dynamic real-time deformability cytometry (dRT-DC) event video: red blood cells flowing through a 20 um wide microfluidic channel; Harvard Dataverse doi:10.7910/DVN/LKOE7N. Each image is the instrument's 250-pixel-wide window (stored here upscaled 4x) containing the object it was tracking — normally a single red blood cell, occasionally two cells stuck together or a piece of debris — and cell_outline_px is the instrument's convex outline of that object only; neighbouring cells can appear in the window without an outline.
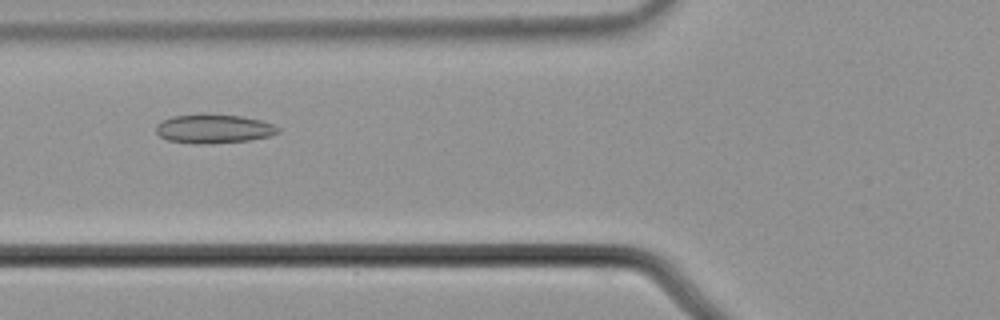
{"species": "common noctule bat (a hibernating species)", "species_latin": "Nyctalus noctula", "temperature_condition": "cold", "stored_images_in_passage": 38, "camera_frame_rate_fps": 3000, "um_per_image_px": 0.085, "animal": {"sex": "male", "body_mass_g": 21.5, "forearm_length_mm": 52.0}, "frame": {"image": 1, "passage_image": 7, "time_ms": 2.0, "image_size_px": [1000, 320], "cell_outline_px": [[280, 132], [268, 136], [248, 140], [208, 144], [196, 144], [168, 140], [160, 136], [156, 132], [156, 124], [172, 116], [204, 112], [244, 116], [260, 120], [272, 124], [280, 128]], "centroid_in_image_um": [18.15, 10.92], "position_along_channel_um": 107.7, "area_um2": 20.98}}
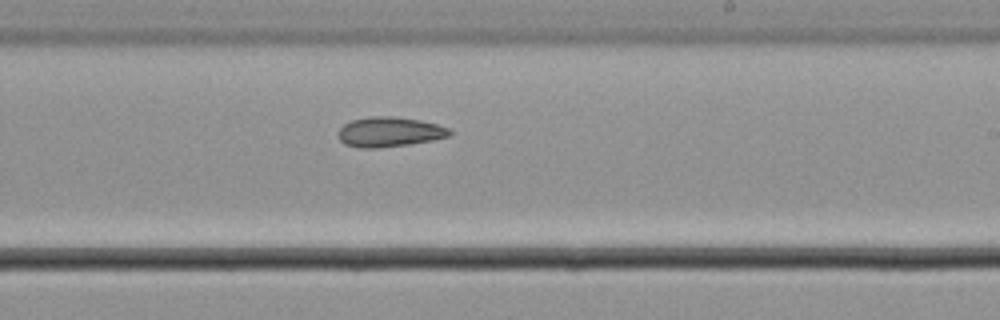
{"frame": {"image": 2, "passage_image": 19, "time_ms": 6.0, "image_size_px": [1000, 320], "cell_outline_px": [[452, 136], [432, 140], [408, 144], [376, 148], [360, 148], [344, 144], [340, 140], [340, 128], [344, 124], [352, 120], [372, 116], [392, 116], [420, 120], [436, 124], [448, 128], [452, 132]], "centroid_in_image_um": [33.12, 11.21], "position_along_channel_um": 255.9, "area_um2": 19.25}}
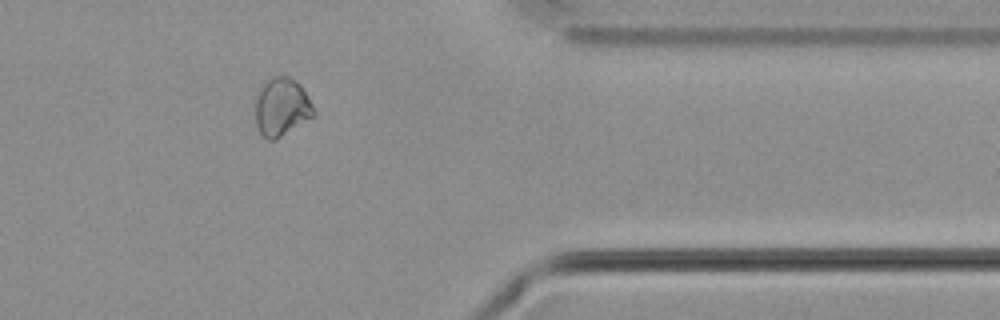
{"frame": {"image": 3, "passage_image": 31, "time_ms": 10.0, "image_size_px": [1000, 320], "cell_outline_px": [[316, 116], [276, 140], [268, 140], [260, 132], [256, 124], [256, 96], [264, 80], [272, 76], [288, 76], [296, 80], [300, 84], [312, 104], [316, 112]], "centroid_in_image_um": [23.96, 9.09], "position_along_channel_um": 387.4, "area_um2": 20.11}}